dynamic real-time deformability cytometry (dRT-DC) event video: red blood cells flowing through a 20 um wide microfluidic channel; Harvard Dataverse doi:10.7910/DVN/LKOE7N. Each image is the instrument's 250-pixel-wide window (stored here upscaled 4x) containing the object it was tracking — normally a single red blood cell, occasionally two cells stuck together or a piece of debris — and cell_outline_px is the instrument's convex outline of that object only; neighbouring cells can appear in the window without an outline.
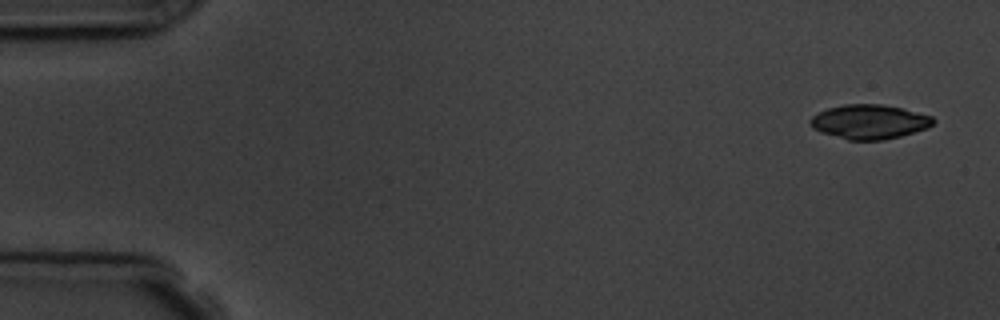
{"species": "common noctule bat (a hibernating species)", "species_latin": "Nyctalus noctula", "temperature_condition": "room temperature", "stored_images_in_passage": 4, "camera_frame_rate_fps": 3000, "um_per_image_px": 0.085, "animal": {"sex": "male", "body_mass_g": 19.5, "forearm_length_mm": 54.6}, "frame": {"image": 1, "passage_image": 1, "time_ms": 0.0, "image_size_px": [1000, 320], "cell_outline_px": [[936, 120], [928, 128], [900, 136], [884, 140], [848, 140], [820, 132], [812, 128], [808, 120], [812, 116], [828, 108], [844, 104], [880, 104], [900, 108], [932, 116]], "centroid_in_image_um": [73.87, 10.36], "position_along_channel_um": 11.1, "area_um2": 24.57}}